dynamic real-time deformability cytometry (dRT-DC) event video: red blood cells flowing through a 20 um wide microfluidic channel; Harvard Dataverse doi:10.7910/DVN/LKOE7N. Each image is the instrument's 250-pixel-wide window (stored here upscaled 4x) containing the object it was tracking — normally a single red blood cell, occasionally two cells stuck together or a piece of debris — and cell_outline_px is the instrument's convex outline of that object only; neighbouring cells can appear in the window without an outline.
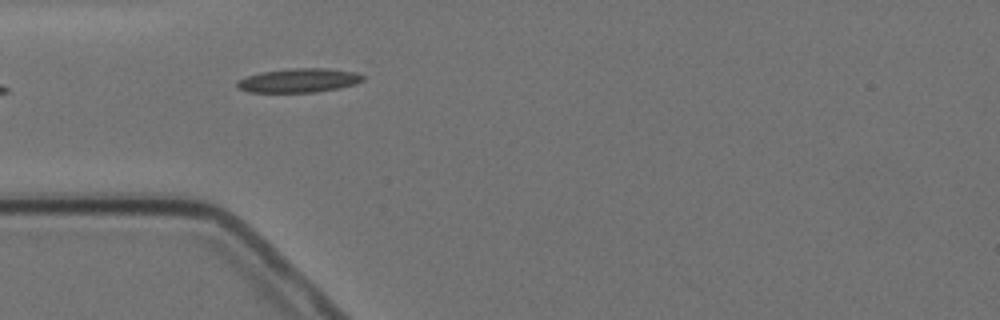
{"species": "Egyptian fruit bat (a non-hibernating species)", "species_latin": "Rousettus aegyptiacus", "temperature_condition": "cold", "stored_images_in_passage": 2, "camera_frame_rate_fps": 3000, "um_per_image_px": 0.085, "animal": {"sex": "female"}, "frame": {"image": 1, "passage_image": 2, "time_ms": 1.333, "image_size_px": [1000, 320], "cell_outline_px": [[364, 80], [356, 84], [340, 88], [316, 92], [248, 92], [236, 88], [236, 84], [240, 80], [248, 76], [260, 72], [292, 68], [328, 68], [356, 72], [364, 76]], "centroid_in_image_um": [25.43, 6.83], "position_along_channel_um": 59.6, "area_um2": 17.69}}